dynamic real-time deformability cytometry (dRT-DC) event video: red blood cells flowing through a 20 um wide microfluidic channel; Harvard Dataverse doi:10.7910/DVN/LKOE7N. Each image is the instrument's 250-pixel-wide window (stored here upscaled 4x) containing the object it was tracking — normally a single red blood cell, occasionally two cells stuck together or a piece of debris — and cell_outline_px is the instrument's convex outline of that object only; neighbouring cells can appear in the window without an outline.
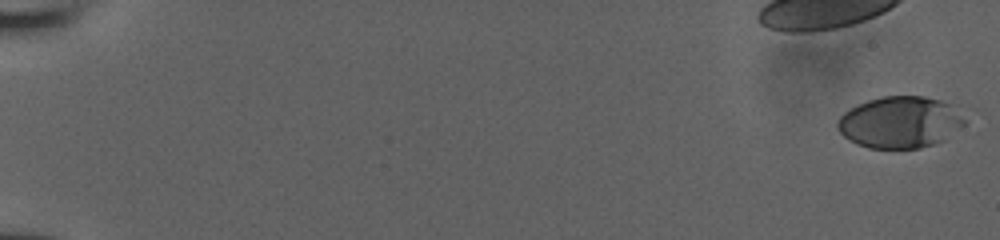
{"species": "human", "species_latin": "Homo sapiens", "temperature_condition": "room temperature", "stored_images_in_passage": 12, "camera_frame_rate_fps": 3000, "um_per_image_px": 0.085, "donor": {"sex": "male"}, "frame": {"image": 1, "passage_image": 1, "time_ms": 0.0, "image_size_px": [1000, 240], "cell_outline_px": [[968, 120], [964, 124], [944, 140], [920, 148], [868, 148], [856, 144], [848, 140], [836, 128], [836, 124], [840, 116], [844, 112], [868, 100], [884, 96], [924, 96], [940, 100], [952, 104], [968, 116]], "centroid_in_image_um": [76.54, 10.38], "position_along_channel_um": 8.5, "area_um2": 38.55}}
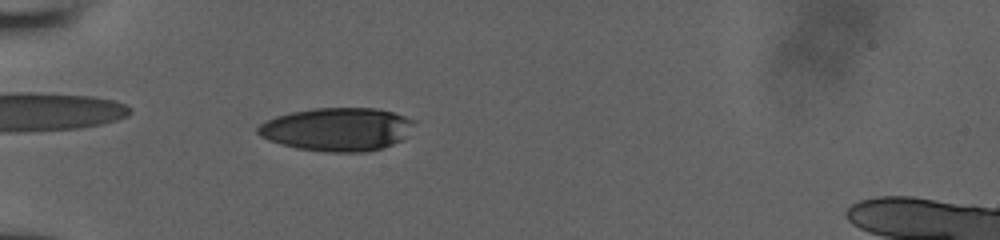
{"frame": {"image": 2, "passage_image": 10, "time_ms": 3.0, "image_size_px": [1000, 240], "cell_outline_px": [[416, 120], [404, 136], [400, 140], [384, 148], [368, 152], [324, 152], [296, 148], [280, 144], [268, 140], [260, 136], [256, 132], [256, 128], [260, 124], [276, 116], [292, 112], [316, 108], [376, 108], [392, 112]], "centroid_in_image_um": [28.63, 11.0], "position_along_channel_um": 56.4, "area_um2": 39.36}}
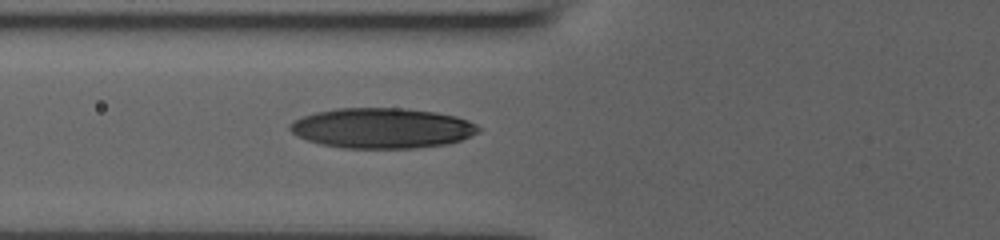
{"frame": {"image": 3, "passage_image": 12, "time_ms": 3.667, "image_size_px": [1000, 240], "cell_outline_px": [[480, 132], [460, 140], [448, 144], [416, 148], [344, 148], [320, 144], [296, 136], [288, 128], [288, 124], [292, 120], [316, 112], [336, 108], [404, 108], [436, 112], [456, 116], [468, 120], [476, 124], [480, 128]], "centroid_in_image_um": [32.46, 10.89], "position_along_channel_um": 93.3, "area_um2": 44.51}}